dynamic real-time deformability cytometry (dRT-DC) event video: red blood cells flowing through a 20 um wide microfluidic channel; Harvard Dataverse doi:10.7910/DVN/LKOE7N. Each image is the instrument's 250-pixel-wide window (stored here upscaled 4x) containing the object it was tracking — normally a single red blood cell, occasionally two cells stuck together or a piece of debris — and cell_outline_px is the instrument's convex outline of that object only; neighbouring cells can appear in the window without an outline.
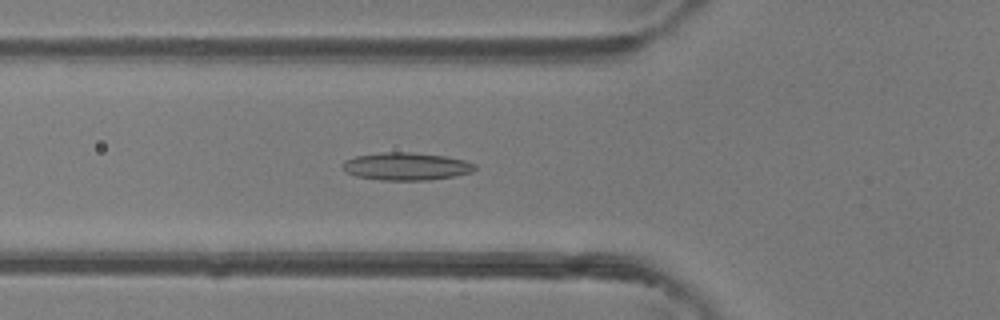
{"species": "common noctule bat (a hibernating species)", "species_latin": "Nyctalus noctula", "temperature_condition": "room temperature", "stored_images_in_passage": 40, "camera_frame_rate_fps": 3000, "um_per_image_px": 0.085, "animal": {"sex": "female"}, "frame": {"image": 1, "passage_image": 10, "time_ms": 3.0, "image_size_px": [1000, 320], "cell_outline_px": [[476, 168], [472, 172], [452, 176], [428, 180], [380, 180], [356, 176], [344, 172], [340, 164], [344, 160], [356, 156], [380, 152], [412, 152], [444, 156], [464, 160], [476, 164]], "centroid_in_image_um": [34.47, 14.14], "position_along_channel_um": 91.3, "area_um2": 21.44}}
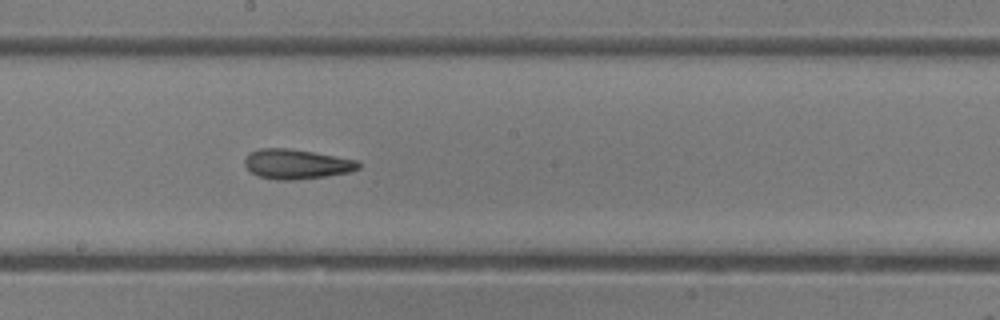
{"frame": {"image": 2, "passage_image": 19, "time_ms": 6.0, "image_size_px": [1000, 320], "cell_outline_px": [[360, 168], [352, 172], [296, 180], [276, 180], [260, 176], [252, 172], [244, 164], [244, 160], [252, 152], [260, 148], [288, 148], [360, 160]], "centroid_in_image_um": [25.26, 13.95], "position_along_channel_um": 222.9, "area_um2": 19.65}}
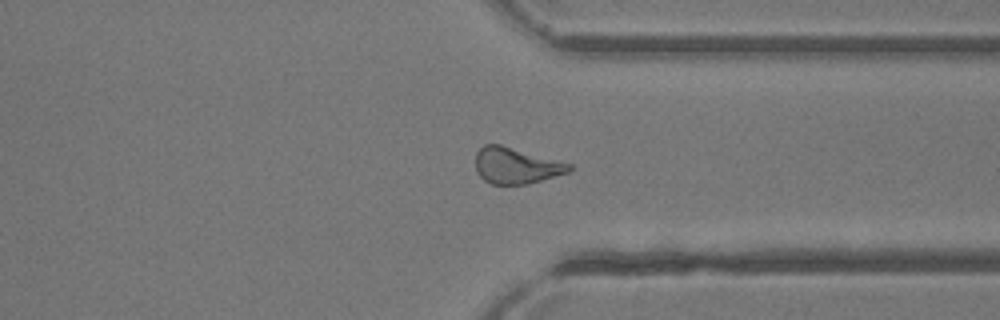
{"frame": {"image": 3, "passage_image": 29, "time_ms": 9.333, "image_size_px": [1000, 320], "cell_outline_px": [[572, 168], [568, 172], [528, 184], [492, 184], [484, 180], [476, 172], [476, 152], [484, 144], [500, 144], [572, 164]], "centroid_in_image_um": [43.84, 14.07], "position_along_channel_um": 367.6, "area_um2": 19.59}, "authors_computed_cell_mechanics": {"area_um2": 20.2011, "velocity_mm_per_s": 4.3719, "shape_relaxation_time_tau1_ms": null, "shape_relaxation_time_tau2_ms": 4.0149, "deformation_change_tau1": null, "deformation_change_tau2": 0.143}}